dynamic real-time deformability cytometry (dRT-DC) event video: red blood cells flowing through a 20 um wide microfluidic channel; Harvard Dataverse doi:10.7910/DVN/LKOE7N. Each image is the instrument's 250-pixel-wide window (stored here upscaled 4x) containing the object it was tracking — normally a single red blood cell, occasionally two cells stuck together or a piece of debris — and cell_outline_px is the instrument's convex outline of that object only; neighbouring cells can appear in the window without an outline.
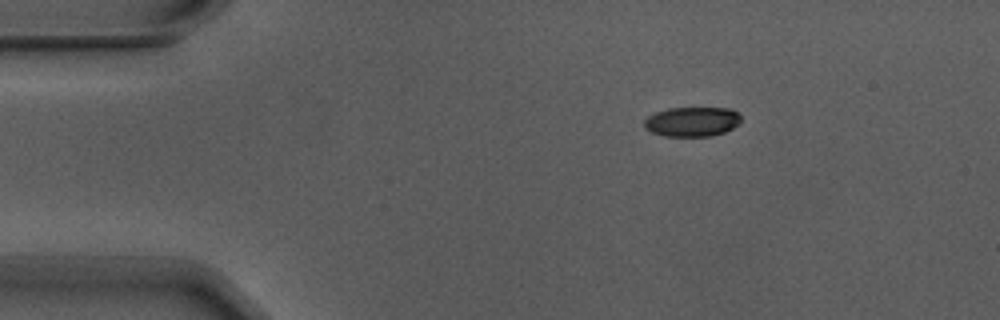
{"species": "Egyptian fruit bat (a non-hibernating species)", "species_latin": "Rousettus aegyptiacus", "temperature_condition": "warm", "stored_images_in_passage": 4, "camera_frame_rate_fps": 3000, "um_per_image_px": 0.085, "animal": {"sex": "male"}, "frame": {"image": 1, "passage_image": 2, "time_ms": 0.333, "image_size_px": [1000, 320], "cell_outline_px": [[740, 124], [724, 132], [712, 136], [664, 136], [652, 132], [644, 128], [644, 120], [648, 116], [656, 112], [668, 108], [728, 108], [736, 112], [740, 116]], "centroid_in_image_um": [58.81, 10.34], "position_along_channel_um": 26.2, "area_um2": 16.7}}